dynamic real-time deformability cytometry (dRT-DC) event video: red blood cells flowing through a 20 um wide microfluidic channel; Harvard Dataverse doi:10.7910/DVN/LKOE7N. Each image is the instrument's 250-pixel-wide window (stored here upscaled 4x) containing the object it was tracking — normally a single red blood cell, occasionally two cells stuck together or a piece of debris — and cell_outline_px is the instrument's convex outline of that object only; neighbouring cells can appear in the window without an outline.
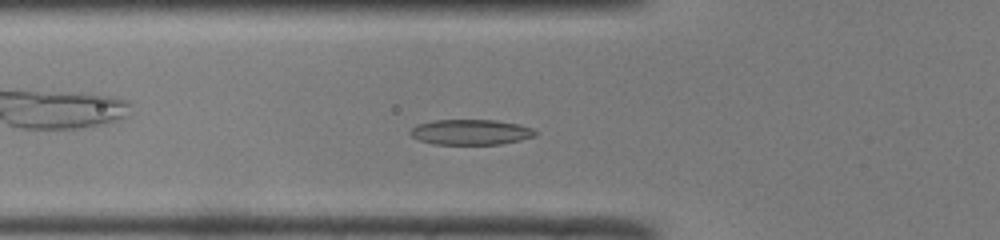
{"species": "common noctule bat (a hibernating species)", "species_latin": "Nyctalus noctula", "temperature_condition": "room temperature", "stored_images_in_passage": 42, "camera_frame_rate_fps": 3000, "um_per_image_px": 0.085, "animal": {"sex": "male", "body_mass_g": 19.0, "forearm_length_mm": 50.8}, "frame": {"image": 1, "passage_image": 10, "time_ms": 3.0, "image_size_px": [1000, 240], "cell_outline_px": [[540, 132], [536, 136], [520, 140], [500, 144], [432, 144], [420, 140], [412, 136], [408, 132], [416, 124], [432, 120], [496, 120], [520, 124], [532, 128]], "centroid_in_image_um": [40.04, 11.22], "position_along_channel_um": 85.8, "area_um2": 18.67}}
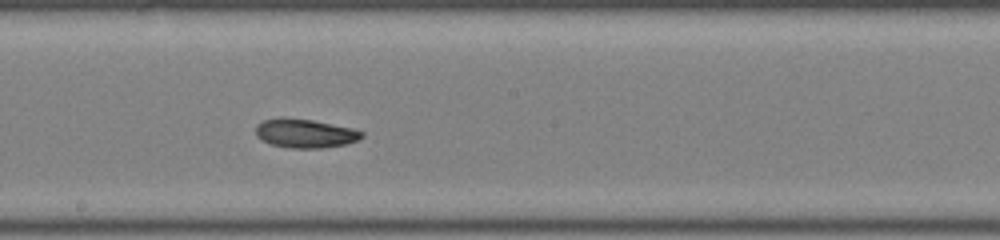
{"frame": {"image": 2, "passage_image": 20, "time_ms": 6.333, "image_size_px": [1000, 240], "cell_outline_px": [[364, 136], [356, 140], [344, 144], [320, 148], [288, 148], [272, 144], [256, 136], [256, 124], [264, 120], [280, 116], [312, 120], [352, 128], [364, 132]], "centroid_in_image_um": [25.9, 11.32], "position_along_channel_um": 222.3, "area_um2": 17.8}}
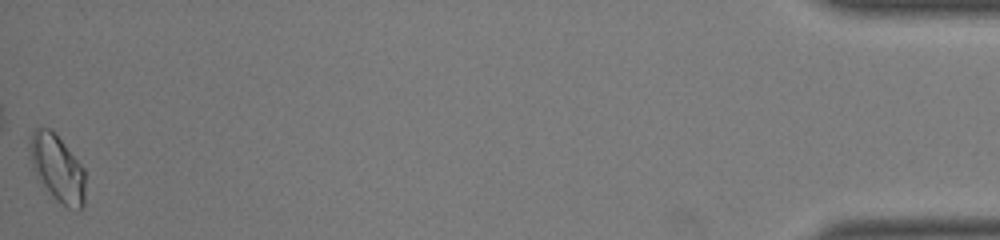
{"frame": {"image": 3, "passage_image": 42, "time_ms": 13.667, "image_size_px": [1000, 240], "cell_outline_px": [[84, 204], [80, 208], [68, 208], [56, 200], [52, 196], [36, 176], [32, 168], [28, 148], [28, 144], [32, 132], [36, 128], [48, 128], [60, 140], [84, 168]], "centroid_in_image_um": [4.84, 14.3], "position_along_channel_um": 430.4, "area_um2": 21.27}, "authors_computed_cell_mechanics": {"area_um2": 18.0047, "velocity_mm_per_s": 4.0983, "shape_relaxation_time_tau1_ms": 4.7252, "shape_relaxation_time_tau2_ms": null, "deformation_change_tau1": 0.1381, "deformation_change_tau2": null}}